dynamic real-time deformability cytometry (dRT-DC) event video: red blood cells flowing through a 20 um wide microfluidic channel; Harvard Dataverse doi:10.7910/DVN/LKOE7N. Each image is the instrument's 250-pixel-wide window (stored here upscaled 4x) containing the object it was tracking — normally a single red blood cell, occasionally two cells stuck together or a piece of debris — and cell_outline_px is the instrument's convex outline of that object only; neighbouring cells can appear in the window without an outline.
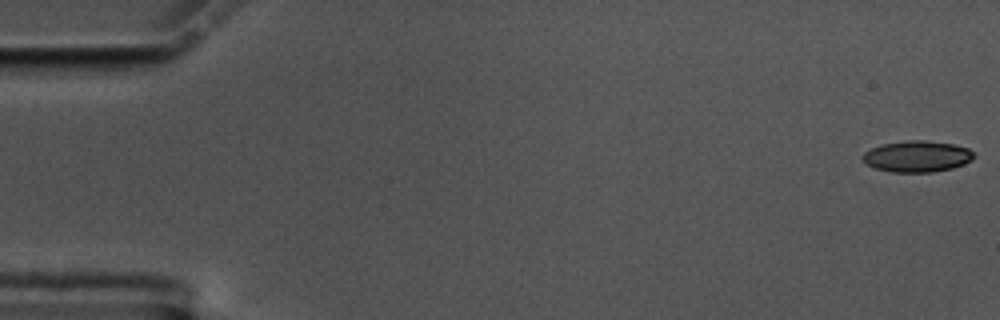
{"species": "common noctule bat (a hibernating species)", "species_latin": "Nyctalus noctula", "temperature_condition": "cold", "stored_images_in_passage": 58, "camera_frame_rate_fps": 3000, "um_per_image_px": 0.085, "animal": {"sex": "male", "body_mass_g": 17.5, "forearm_length_mm": 52.3}, "frame": {"image": 1, "passage_image": 1, "time_ms": 0.0, "image_size_px": [1000, 320], "cell_outline_px": [[976, 156], [972, 160], [964, 164], [952, 168], [932, 172], [892, 172], [876, 168], [864, 164], [860, 156], [864, 152], [872, 148], [884, 144], [908, 140], [924, 140], [952, 144], [968, 148]], "centroid_in_image_um": [77.93, 13.3], "position_along_channel_um": 7.1, "area_um2": 20.29}}
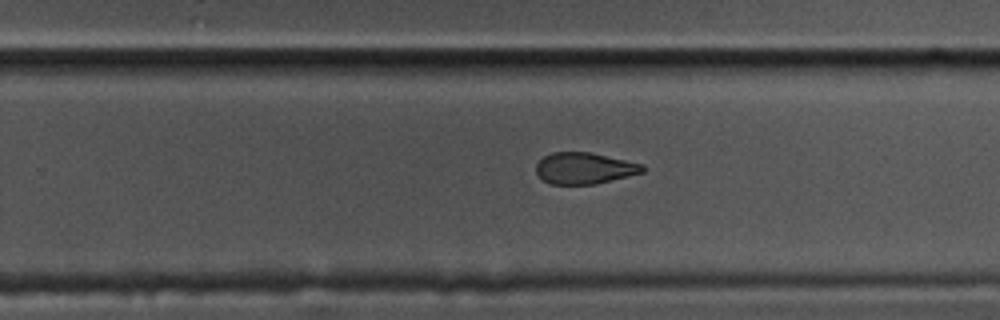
{"frame": {"image": 2, "passage_image": 37, "time_ms": 12.0, "image_size_px": [1000, 320], "cell_outline_px": [[644, 172], [596, 184], [548, 184], [536, 172], [536, 164], [544, 156], [552, 152], [592, 152], [644, 164]], "centroid_in_image_um": [49.68, 14.29], "position_along_channel_um": 280.1, "area_um2": 19.54}}
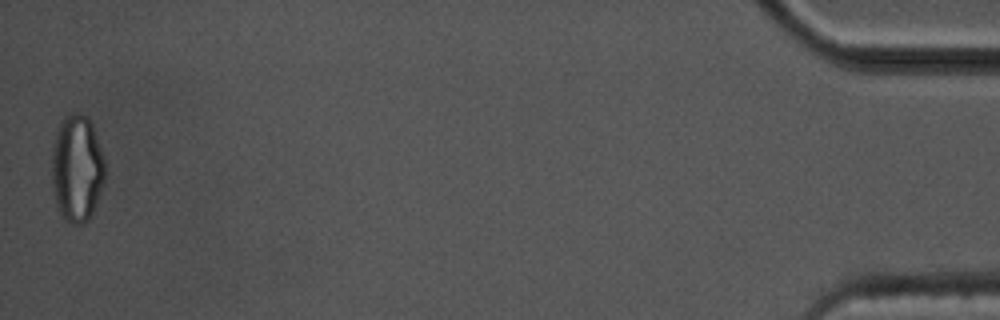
{"frame": {"image": 3, "passage_image": 58, "time_ms": 19.0, "image_size_px": [1000, 320], "cell_outline_px": [[104, 180], [92, 212], [88, 220], [84, 224], [72, 224], [64, 220], [56, 208], [52, 188], [52, 148], [56, 132], [64, 116], [72, 112], [80, 112], [88, 116], [92, 124], [104, 156]], "centroid_in_image_um": [6.52, 14.31], "position_along_channel_um": 428.7, "area_um2": 33.52}, "authors_computed_cell_mechanics": {"area_um2": 21.3282, "velocity_mm_per_s": 3.4576, "shape_relaxation_time_tau1_ms": 8.1125, "shape_relaxation_time_tau2_ms": 4.0121, "deformation_change_tau1": 0.1655, "deformation_change_tau2": 0.1033}}